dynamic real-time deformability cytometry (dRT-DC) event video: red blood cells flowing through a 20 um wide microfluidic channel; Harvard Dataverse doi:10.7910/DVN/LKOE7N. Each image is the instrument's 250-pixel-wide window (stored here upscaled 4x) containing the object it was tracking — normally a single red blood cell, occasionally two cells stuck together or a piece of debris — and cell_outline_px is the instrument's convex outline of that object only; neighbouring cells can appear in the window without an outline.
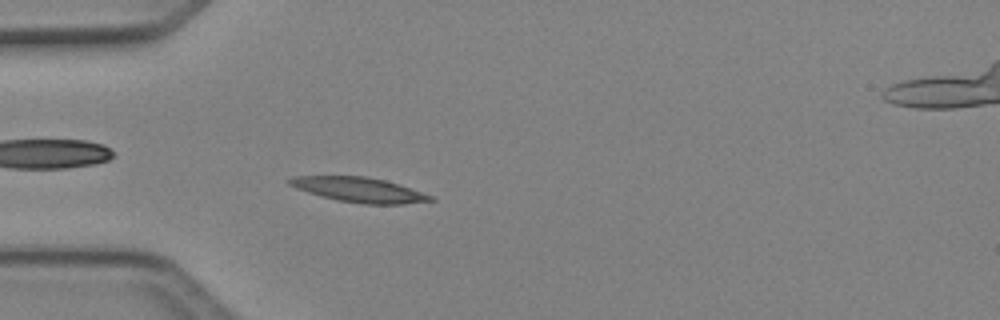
{"species": "Egyptian fruit bat (a non-hibernating species)", "species_latin": "Rousettus aegyptiacus", "temperature_condition": "cold", "stored_images_in_passage": 38, "camera_frame_rate_fps": 3000, "um_per_image_px": 0.085, "animal": {"sex": "female"}, "frame": {"image": 1, "passage_image": 8, "time_ms": 2.333, "image_size_px": [1000, 320], "cell_outline_px": [[436, 200], [400, 204], [364, 204], [340, 200], [320, 196], [296, 188], [288, 184], [284, 180], [292, 176], [364, 176], [384, 180], [400, 184], [432, 196]], "centroid_in_image_um": [30.48, 16.12], "position_along_channel_um": 54.5, "area_um2": 20.29}}
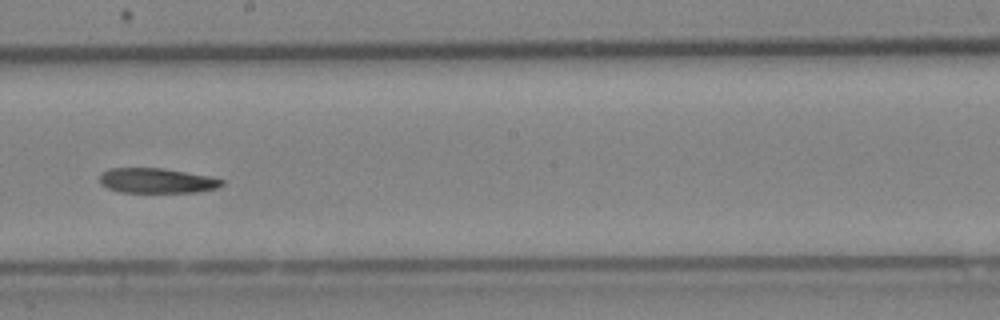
{"frame": {"image": 2, "passage_image": 22, "time_ms": 7.0, "image_size_px": [1000, 320], "cell_outline_px": [[224, 184], [216, 188], [196, 192], [120, 192], [108, 188], [100, 184], [100, 176], [108, 168], [160, 168], [208, 176], [224, 180]], "centroid_in_image_um": [13.31, 15.36], "position_along_channel_um": 234.9, "area_um2": 17.57}}
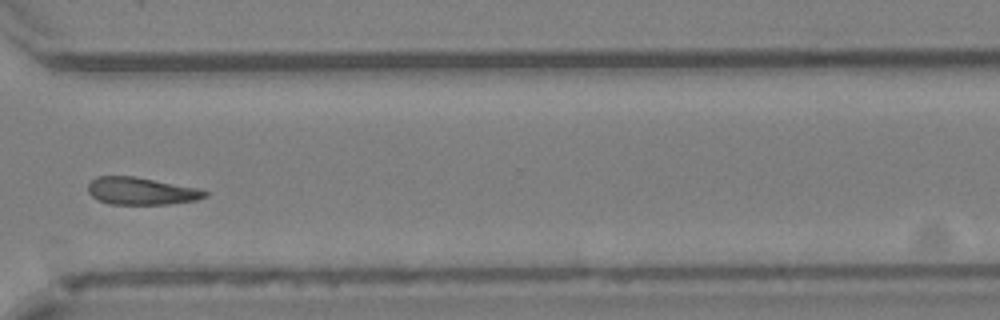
{"frame": {"image": 3, "passage_image": 31, "time_ms": 10.0, "image_size_px": [1000, 320], "cell_outline_px": [[208, 196], [196, 200], [168, 204], [108, 204], [92, 196], [88, 192], [88, 184], [96, 176], [132, 176], [196, 188], [208, 192]], "centroid_in_image_um": [11.98, 16.24], "position_along_channel_um": 358.6, "area_um2": 18.38}, "authors_computed_cell_mechanics": {"area_um2": 19.5942, "velocity_mm_per_s": 4.074, "shape_relaxation_time_tau1_ms": 6.7326, "shape_relaxation_time_tau2_ms": null, "deformation_change_tau1": 0.1553, "deformation_change_tau2": null}}